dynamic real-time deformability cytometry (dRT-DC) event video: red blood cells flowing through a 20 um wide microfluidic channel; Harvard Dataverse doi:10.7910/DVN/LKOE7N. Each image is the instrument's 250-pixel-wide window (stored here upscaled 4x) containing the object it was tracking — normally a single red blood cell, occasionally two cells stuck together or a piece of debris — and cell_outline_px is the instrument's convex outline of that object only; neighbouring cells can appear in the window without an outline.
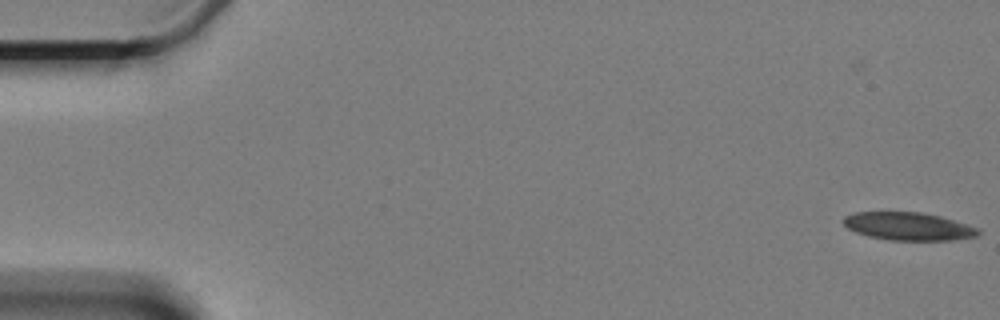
{"species": "Egyptian fruit bat (a non-hibernating species)", "species_latin": "Rousettus aegyptiacus", "temperature_condition": "cold", "stored_images_in_passage": 6, "camera_frame_rate_fps": 3000, "um_per_image_px": 0.085, "animal": {"sex": "female"}, "frame": {"image": 1, "passage_image": 1, "time_ms": 0.0, "image_size_px": [1000, 320], "cell_outline_px": [[980, 232], [976, 236], [952, 240], [888, 240], [868, 236], [856, 232], [848, 228], [840, 220], [844, 216], [856, 212], [920, 212], [940, 216], [968, 224], [980, 228]], "centroid_in_image_um": [77.2, 19.23], "position_along_channel_um": 7.8, "area_um2": 22.02}}